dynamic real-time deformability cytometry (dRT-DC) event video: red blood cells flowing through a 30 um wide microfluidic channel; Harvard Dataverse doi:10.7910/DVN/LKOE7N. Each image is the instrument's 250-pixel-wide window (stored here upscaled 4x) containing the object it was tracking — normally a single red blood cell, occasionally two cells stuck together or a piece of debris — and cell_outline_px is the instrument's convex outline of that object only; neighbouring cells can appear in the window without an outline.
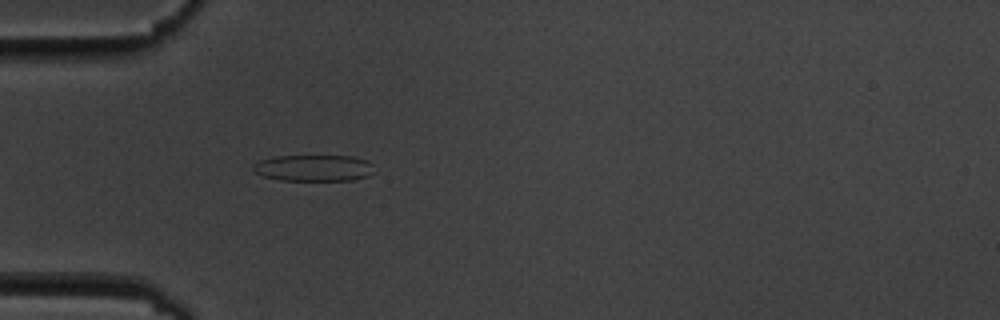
{"species": "common noctule bat (a hibernating species)", "species_latin": "Nyctalus noctula", "temperature_condition": "cold", "stored_images_in_passage": 5, "camera_frame_rate_fps": 3000, "um_per_image_px": 0.085, "animal": {"sex": "male", "body_mass_g": 19.5, "forearm_length_mm": 54.6}, "frame": {"image": 1, "passage_image": 5, "time_ms": 4.667, "image_size_px": [1000, 320], "cell_outline_px": [[372, 172], [368, 176], [352, 180], [280, 180], [264, 176], [256, 172], [252, 168], [252, 164], [260, 160], [276, 156], [352, 156], [368, 160], [372, 164]], "centroid_in_image_um": [26.66, 14.27], "position_along_channel_um": 58.3, "area_um2": 18.55}}